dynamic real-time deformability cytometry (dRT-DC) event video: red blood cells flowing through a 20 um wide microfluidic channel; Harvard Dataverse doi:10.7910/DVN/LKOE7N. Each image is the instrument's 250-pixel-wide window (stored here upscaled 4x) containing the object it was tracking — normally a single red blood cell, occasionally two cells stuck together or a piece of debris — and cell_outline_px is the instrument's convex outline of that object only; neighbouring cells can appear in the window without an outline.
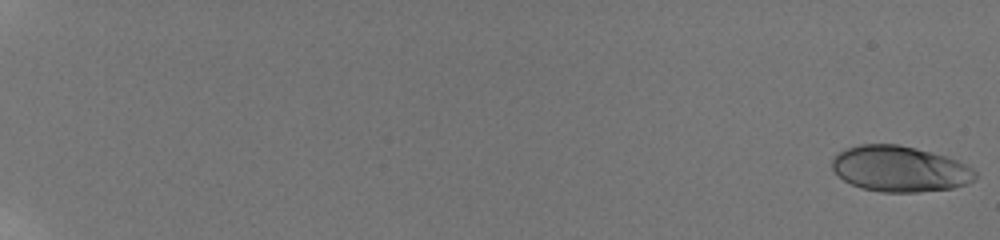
{"species": "human", "species_latin": "Homo sapiens", "temperature_condition": "room temperature", "stored_images_in_passage": 22, "camera_frame_rate_fps": 3000, "um_per_image_px": 0.085, "donor": {"sex": "male"}, "frame": {"image": 1, "passage_image": 1, "time_ms": 0.0, "image_size_px": [1000, 240], "cell_outline_px": [[976, 176], [968, 184], [952, 188], [920, 192], [880, 192], [860, 188], [844, 180], [832, 168], [832, 160], [844, 148], [860, 144], [900, 144], [948, 156], [972, 168], [976, 172]], "centroid_in_image_um": [76.49, 14.35], "position_along_channel_um": 8.5, "area_um2": 38.26}}
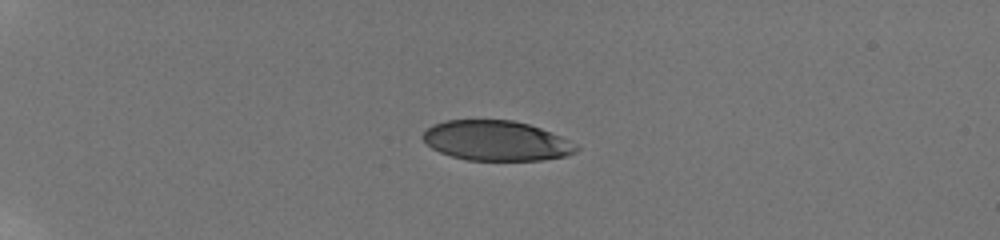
{"frame": {"image": 2, "passage_image": 15, "time_ms": 5.667, "image_size_px": [1000, 240], "cell_outline_px": [[580, 148], [576, 152], [564, 156], [544, 160], [468, 160], [452, 156], [440, 152], [432, 148], [420, 136], [432, 124], [444, 120], [512, 120], [528, 124], [540, 128], [560, 136], [576, 144]], "centroid_in_image_um": [42.17, 11.96], "position_along_channel_um": 42.8, "area_um2": 35.66}}
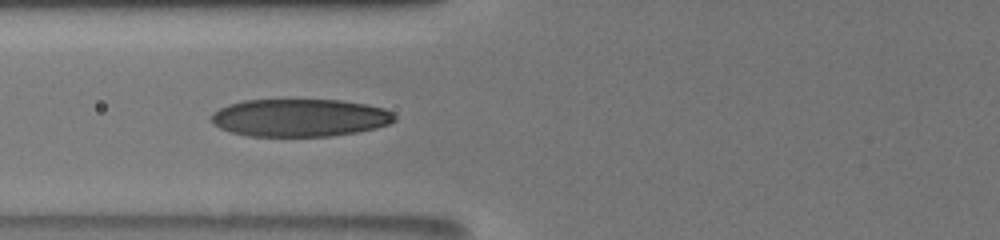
{"frame": {"image": 3, "passage_image": 21, "time_ms": 9.0, "image_size_px": [1000, 240], "cell_outline_px": [[396, 120], [388, 124], [376, 128], [356, 132], [328, 136], [248, 136], [232, 132], [220, 128], [212, 124], [212, 112], [228, 104], [244, 100], [340, 100], [364, 104], [384, 108], [392, 112], [396, 116]], "centroid_in_image_um": [25.47, 10.01], "position_along_channel_um": 100.3, "area_um2": 40.23}}